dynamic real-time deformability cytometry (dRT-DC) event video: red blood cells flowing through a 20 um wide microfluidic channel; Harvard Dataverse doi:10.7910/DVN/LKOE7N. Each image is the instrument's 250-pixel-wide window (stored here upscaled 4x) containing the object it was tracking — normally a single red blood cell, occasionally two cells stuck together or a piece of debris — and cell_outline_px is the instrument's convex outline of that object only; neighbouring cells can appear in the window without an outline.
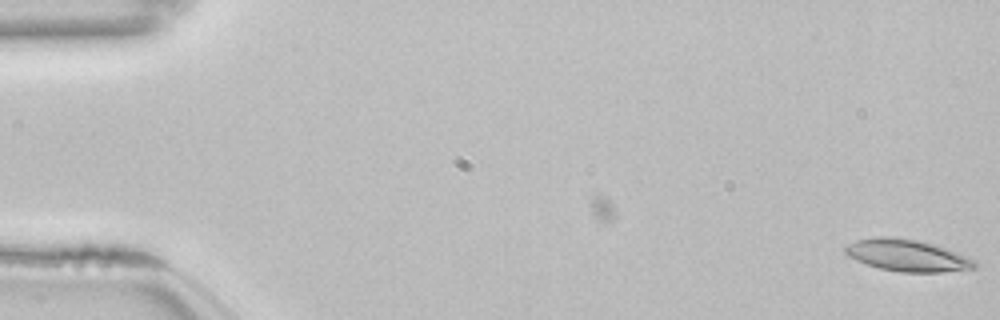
{"species": "common noctule bat (a hibernating species)", "species_latin": "Nyctalus noctula", "temperature_condition": "room temperature", "stored_images_in_passage": 7, "camera_frame_rate_fps": 3000, "um_per_image_px": 0.085, "animal": {"sex": "female", "body_mass_g": 22.7, "forearm_length_mm": 54.2}, "frame": {"image": 1, "passage_image": 7, "time_ms": 2.0, "image_size_px": [1000, 320], "cell_outline_px": [[976, 268], [940, 272], [900, 272], [880, 268], [856, 260], [848, 256], [844, 252], [844, 248], [848, 244], [856, 240], [876, 236], [888, 236], [916, 240], [932, 244], [944, 248], [976, 260]], "centroid_in_image_um": [77.08, 21.7], "position_along_channel_um": 7.9, "area_um2": 23.76}}